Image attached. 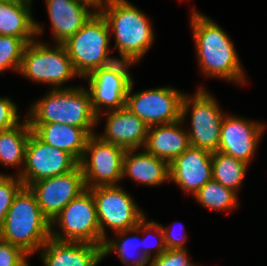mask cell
Here are the masks:
<instances>
[{
    "mask_svg": "<svg viewBox=\"0 0 267 266\" xmlns=\"http://www.w3.org/2000/svg\"><path fill=\"white\" fill-rule=\"evenodd\" d=\"M87 4L95 12H100L111 0H79Z\"/></svg>",
    "mask_w": 267,
    "mask_h": 266,
    "instance_id": "cell-35",
    "label": "cell"
},
{
    "mask_svg": "<svg viewBox=\"0 0 267 266\" xmlns=\"http://www.w3.org/2000/svg\"><path fill=\"white\" fill-rule=\"evenodd\" d=\"M115 233V238L111 239L107 236L104 239L102 245L103 259L114 253L125 266H147L149 259L143 254V241L135 235L139 234V223L134 228Z\"/></svg>",
    "mask_w": 267,
    "mask_h": 266,
    "instance_id": "cell-24",
    "label": "cell"
},
{
    "mask_svg": "<svg viewBox=\"0 0 267 266\" xmlns=\"http://www.w3.org/2000/svg\"><path fill=\"white\" fill-rule=\"evenodd\" d=\"M51 238V222L42 213L34 193L23 186L7 211L0 239L20 247L29 256Z\"/></svg>",
    "mask_w": 267,
    "mask_h": 266,
    "instance_id": "cell-3",
    "label": "cell"
},
{
    "mask_svg": "<svg viewBox=\"0 0 267 266\" xmlns=\"http://www.w3.org/2000/svg\"><path fill=\"white\" fill-rule=\"evenodd\" d=\"M139 233H141V235H142L143 254L148 259L152 258V257L160 256L161 254H163L167 250L166 245H165L164 236H163V231L161 228V224L155 222L154 220L148 221L147 216H145L139 222ZM149 234H155V236H156V237L155 236L154 237L157 240H155V243H153V245H152V243L148 242V238L146 237L147 235L150 236ZM153 249L155 250V252L152 251ZM152 252H153V254H152Z\"/></svg>",
    "mask_w": 267,
    "mask_h": 266,
    "instance_id": "cell-29",
    "label": "cell"
},
{
    "mask_svg": "<svg viewBox=\"0 0 267 266\" xmlns=\"http://www.w3.org/2000/svg\"><path fill=\"white\" fill-rule=\"evenodd\" d=\"M31 1L9 0L0 3V35L15 36L27 44L38 39L44 32L31 10Z\"/></svg>",
    "mask_w": 267,
    "mask_h": 266,
    "instance_id": "cell-20",
    "label": "cell"
},
{
    "mask_svg": "<svg viewBox=\"0 0 267 266\" xmlns=\"http://www.w3.org/2000/svg\"><path fill=\"white\" fill-rule=\"evenodd\" d=\"M135 65L130 61L116 60L88 74V87L92 108L97 115V124L103 117L102 111L117 110L126 106V97L132 82L129 68ZM105 108V109H104Z\"/></svg>",
    "mask_w": 267,
    "mask_h": 266,
    "instance_id": "cell-10",
    "label": "cell"
},
{
    "mask_svg": "<svg viewBox=\"0 0 267 266\" xmlns=\"http://www.w3.org/2000/svg\"><path fill=\"white\" fill-rule=\"evenodd\" d=\"M190 25L198 66L202 75L227 82L244 84L246 74L240 62L235 43L209 16L192 10Z\"/></svg>",
    "mask_w": 267,
    "mask_h": 266,
    "instance_id": "cell-1",
    "label": "cell"
},
{
    "mask_svg": "<svg viewBox=\"0 0 267 266\" xmlns=\"http://www.w3.org/2000/svg\"><path fill=\"white\" fill-rule=\"evenodd\" d=\"M6 1H9V0H0V3H2V2H6Z\"/></svg>",
    "mask_w": 267,
    "mask_h": 266,
    "instance_id": "cell-36",
    "label": "cell"
},
{
    "mask_svg": "<svg viewBox=\"0 0 267 266\" xmlns=\"http://www.w3.org/2000/svg\"><path fill=\"white\" fill-rule=\"evenodd\" d=\"M111 39L106 19L100 12H95L73 36L62 43L80 78L118 60L109 55L113 52L109 46Z\"/></svg>",
    "mask_w": 267,
    "mask_h": 266,
    "instance_id": "cell-5",
    "label": "cell"
},
{
    "mask_svg": "<svg viewBox=\"0 0 267 266\" xmlns=\"http://www.w3.org/2000/svg\"><path fill=\"white\" fill-rule=\"evenodd\" d=\"M88 189L96 204L101 246L107 238L106 229L109 228L113 232L131 229L146 216L132 195L120 185L96 186Z\"/></svg>",
    "mask_w": 267,
    "mask_h": 266,
    "instance_id": "cell-9",
    "label": "cell"
},
{
    "mask_svg": "<svg viewBox=\"0 0 267 266\" xmlns=\"http://www.w3.org/2000/svg\"><path fill=\"white\" fill-rule=\"evenodd\" d=\"M106 115L105 129L97 134L102 140L125 149H142L148 135L147 124L126 106L102 112Z\"/></svg>",
    "mask_w": 267,
    "mask_h": 266,
    "instance_id": "cell-17",
    "label": "cell"
},
{
    "mask_svg": "<svg viewBox=\"0 0 267 266\" xmlns=\"http://www.w3.org/2000/svg\"><path fill=\"white\" fill-rule=\"evenodd\" d=\"M249 165L219 151L212 152V179L238 194Z\"/></svg>",
    "mask_w": 267,
    "mask_h": 266,
    "instance_id": "cell-26",
    "label": "cell"
},
{
    "mask_svg": "<svg viewBox=\"0 0 267 266\" xmlns=\"http://www.w3.org/2000/svg\"><path fill=\"white\" fill-rule=\"evenodd\" d=\"M31 132L27 117L12 128L0 130V164L17 168L16 175H19L23 168Z\"/></svg>",
    "mask_w": 267,
    "mask_h": 266,
    "instance_id": "cell-25",
    "label": "cell"
},
{
    "mask_svg": "<svg viewBox=\"0 0 267 266\" xmlns=\"http://www.w3.org/2000/svg\"><path fill=\"white\" fill-rule=\"evenodd\" d=\"M26 45L21 38L0 35V73L9 69L19 73Z\"/></svg>",
    "mask_w": 267,
    "mask_h": 266,
    "instance_id": "cell-28",
    "label": "cell"
},
{
    "mask_svg": "<svg viewBox=\"0 0 267 266\" xmlns=\"http://www.w3.org/2000/svg\"><path fill=\"white\" fill-rule=\"evenodd\" d=\"M24 115L30 124L60 123L77 128H96L89 91L83 87L51 89L31 104Z\"/></svg>",
    "mask_w": 267,
    "mask_h": 266,
    "instance_id": "cell-4",
    "label": "cell"
},
{
    "mask_svg": "<svg viewBox=\"0 0 267 266\" xmlns=\"http://www.w3.org/2000/svg\"><path fill=\"white\" fill-rule=\"evenodd\" d=\"M29 257L20 247L0 239V266H30Z\"/></svg>",
    "mask_w": 267,
    "mask_h": 266,
    "instance_id": "cell-32",
    "label": "cell"
},
{
    "mask_svg": "<svg viewBox=\"0 0 267 266\" xmlns=\"http://www.w3.org/2000/svg\"><path fill=\"white\" fill-rule=\"evenodd\" d=\"M51 238L101 246L96 204L88 188L66 205L51 221Z\"/></svg>",
    "mask_w": 267,
    "mask_h": 266,
    "instance_id": "cell-8",
    "label": "cell"
},
{
    "mask_svg": "<svg viewBox=\"0 0 267 266\" xmlns=\"http://www.w3.org/2000/svg\"><path fill=\"white\" fill-rule=\"evenodd\" d=\"M183 124L180 119L169 124L150 126L143 149L170 164L191 146Z\"/></svg>",
    "mask_w": 267,
    "mask_h": 266,
    "instance_id": "cell-21",
    "label": "cell"
},
{
    "mask_svg": "<svg viewBox=\"0 0 267 266\" xmlns=\"http://www.w3.org/2000/svg\"><path fill=\"white\" fill-rule=\"evenodd\" d=\"M265 128L262 122L227 113L222 119L218 151L250 165Z\"/></svg>",
    "mask_w": 267,
    "mask_h": 266,
    "instance_id": "cell-15",
    "label": "cell"
},
{
    "mask_svg": "<svg viewBox=\"0 0 267 266\" xmlns=\"http://www.w3.org/2000/svg\"><path fill=\"white\" fill-rule=\"evenodd\" d=\"M32 131L46 144L71 154L78 162L83 157L95 128H77L60 123L30 124Z\"/></svg>",
    "mask_w": 267,
    "mask_h": 266,
    "instance_id": "cell-22",
    "label": "cell"
},
{
    "mask_svg": "<svg viewBox=\"0 0 267 266\" xmlns=\"http://www.w3.org/2000/svg\"><path fill=\"white\" fill-rule=\"evenodd\" d=\"M133 84L134 80L127 93L126 107L148 127L169 124L181 119V105L185 92L171 86L133 92Z\"/></svg>",
    "mask_w": 267,
    "mask_h": 266,
    "instance_id": "cell-12",
    "label": "cell"
},
{
    "mask_svg": "<svg viewBox=\"0 0 267 266\" xmlns=\"http://www.w3.org/2000/svg\"><path fill=\"white\" fill-rule=\"evenodd\" d=\"M23 186V182L18 175L0 174V228L4 224L7 211L15 195Z\"/></svg>",
    "mask_w": 267,
    "mask_h": 266,
    "instance_id": "cell-30",
    "label": "cell"
},
{
    "mask_svg": "<svg viewBox=\"0 0 267 266\" xmlns=\"http://www.w3.org/2000/svg\"><path fill=\"white\" fill-rule=\"evenodd\" d=\"M28 187L50 222L86 189L80 165L66 174L39 180Z\"/></svg>",
    "mask_w": 267,
    "mask_h": 266,
    "instance_id": "cell-14",
    "label": "cell"
},
{
    "mask_svg": "<svg viewBox=\"0 0 267 266\" xmlns=\"http://www.w3.org/2000/svg\"><path fill=\"white\" fill-rule=\"evenodd\" d=\"M212 179V152L190 146L169 164V182L195 194Z\"/></svg>",
    "mask_w": 267,
    "mask_h": 266,
    "instance_id": "cell-16",
    "label": "cell"
},
{
    "mask_svg": "<svg viewBox=\"0 0 267 266\" xmlns=\"http://www.w3.org/2000/svg\"><path fill=\"white\" fill-rule=\"evenodd\" d=\"M238 194L211 179L194 196L196 202L209 210L218 212L236 210L240 206Z\"/></svg>",
    "mask_w": 267,
    "mask_h": 266,
    "instance_id": "cell-27",
    "label": "cell"
},
{
    "mask_svg": "<svg viewBox=\"0 0 267 266\" xmlns=\"http://www.w3.org/2000/svg\"><path fill=\"white\" fill-rule=\"evenodd\" d=\"M78 165L79 162L71 154L46 144L32 131L26 147L24 165L18 176L23 185L28 187L39 180L66 174Z\"/></svg>",
    "mask_w": 267,
    "mask_h": 266,
    "instance_id": "cell-13",
    "label": "cell"
},
{
    "mask_svg": "<svg viewBox=\"0 0 267 266\" xmlns=\"http://www.w3.org/2000/svg\"><path fill=\"white\" fill-rule=\"evenodd\" d=\"M53 31L54 44L73 36L95 13L79 0H45Z\"/></svg>",
    "mask_w": 267,
    "mask_h": 266,
    "instance_id": "cell-19",
    "label": "cell"
},
{
    "mask_svg": "<svg viewBox=\"0 0 267 266\" xmlns=\"http://www.w3.org/2000/svg\"><path fill=\"white\" fill-rule=\"evenodd\" d=\"M125 151V148L106 142L96 134L91 135L79 162L86 188L119 185Z\"/></svg>",
    "mask_w": 267,
    "mask_h": 266,
    "instance_id": "cell-11",
    "label": "cell"
},
{
    "mask_svg": "<svg viewBox=\"0 0 267 266\" xmlns=\"http://www.w3.org/2000/svg\"><path fill=\"white\" fill-rule=\"evenodd\" d=\"M188 114L191 115V128L186 130L190 145L210 152L218 151L225 113L214 96L201 86L192 96L185 93L181 105L183 122H186Z\"/></svg>",
    "mask_w": 267,
    "mask_h": 266,
    "instance_id": "cell-7",
    "label": "cell"
},
{
    "mask_svg": "<svg viewBox=\"0 0 267 266\" xmlns=\"http://www.w3.org/2000/svg\"><path fill=\"white\" fill-rule=\"evenodd\" d=\"M19 74L32 82L48 84L52 89L75 87L63 85L74 77L80 78L62 44L50 47L38 39L26 45Z\"/></svg>",
    "mask_w": 267,
    "mask_h": 266,
    "instance_id": "cell-6",
    "label": "cell"
},
{
    "mask_svg": "<svg viewBox=\"0 0 267 266\" xmlns=\"http://www.w3.org/2000/svg\"><path fill=\"white\" fill-rule=\"evenodd\" d=\"M100 13L106 19L118 60L140 63L155 40L149 17L128 0H111Z\"/></svg>",
    "mask_w": 267,
    "mask_h": 266,
    "instance_id": "cell-2",
    "label": "cell"
},
{
    "mask_svg": "<svg viewBox=\"0 0 267 266\" xmlns=\"http://www.w3.org/2000/svg\"><path fill=\"white\" fill-rule=\"evenodd\" d=\"M147 266H199L189 257L186 249H167L157 257L149 258Z\"/></svg>",
    "mask_w": 267,
    "mask_h": 266,
    "instance_id": "cell-31",
    "label": "cell"
},
{
    "mask_svg": "<svg viewBox=\"0 0 267 266\" xmlns=\"http://www.w3.org/2000/svg\"><path fill=\"white\" fill-rule=\"evenodd\" d=\"M178 223V221L173 222L171 225L164 227L163 225H161L162 231H163V236H164V240H165V245L167 249H186L185 248V243L187 241V233L185 231V227L183 225H181V223L178 225H180V227H182L181 230H183L184 234H180L177 233V230H175V227H173V225L175 226V224ZM173 230V231H172Z\"/></svg>",
    "mask_w": 267,
    "mask_h": 266,
    "instance_id": "cell-34",
    "label": "cell"
},
{
    "mask_svg": "<svg viewBox=\"0 0 267 266\" xmlns=\"http://www.w3.org/2000/svg\"><path fill=\"white\" fill-rule=\"evenodd\" d=\"M126 149L123 157L122 179L129 177L146 186H160L169 181V164L144 149Z\"/></svg>",
    "mask_w": 267,
    "mask_h": 266,
    "instance_id": "cell-23",
    "label": "cell"
},
{
    "mask_svg": "<svg viewBox=\"0 0 267 266\" xmlns=\"http://www.w3.org/2000/svg\"><path fill=\"white\" fill-rule=\"evenodd\" d=\"M18 106L12 99L0 96V130L12 128L20 123L24 118L18 114Z\"/></svg>",
    "mask_w": 267,
    "mask_h": 266,
    "instance_id": "cell-33",
    "label": "cell"
},
{
    "mask_svg": "<svg viewBox=\"0 0 267 266\" xmlns=\"http://www.w3.org/2000/svg\"><path fill=\"white\" fill-rule=\"evenodd\" d=\"M38 253L44 266H97L103 260L102 246L53 238Z\"/></svg>",
    "mask_w": 267,
    "mask_h": 266,
    "instance_id": "cell-18",
    "label": "cell"
}]
</instances>
